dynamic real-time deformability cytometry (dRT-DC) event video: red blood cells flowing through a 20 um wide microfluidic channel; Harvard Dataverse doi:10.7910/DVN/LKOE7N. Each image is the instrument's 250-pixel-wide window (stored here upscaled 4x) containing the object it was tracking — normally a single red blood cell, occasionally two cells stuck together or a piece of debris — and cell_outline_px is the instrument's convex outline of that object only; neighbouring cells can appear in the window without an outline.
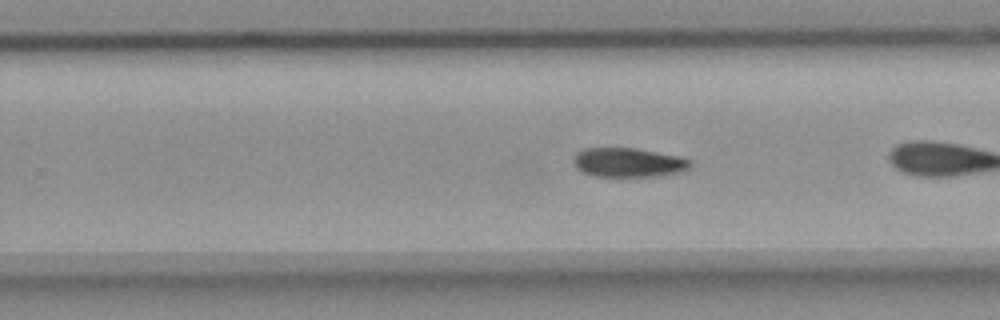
{"species": "common noctule bat (a hibernating species)", "species_latin": "Nyctalus noctula", "temperature_condition": "room temperature", "stored_images_in_passage": 21, "camera_frame_rate_fps": 3000, "um_per_image_px": 0.085, "animal": {"sex": "female", "body_mass_g": 18.4}, "frame": {"image": 1, "passage_image": 18, "time_ms": 5.667, "image_size_px": [1000, 320], "cell_outline_px": [[692, 164], [688, 168], [680, 172], [660, 176], [596, 176], [584, 172], [576, 168], [572, 160], [576, 152], [584, 148], [636, 148], [680, 156], [692, 160]], "centroid_in_image_um": [53.42, 13.8], "position_along_channel_um": 276.4, "area_um2": 20.0}}